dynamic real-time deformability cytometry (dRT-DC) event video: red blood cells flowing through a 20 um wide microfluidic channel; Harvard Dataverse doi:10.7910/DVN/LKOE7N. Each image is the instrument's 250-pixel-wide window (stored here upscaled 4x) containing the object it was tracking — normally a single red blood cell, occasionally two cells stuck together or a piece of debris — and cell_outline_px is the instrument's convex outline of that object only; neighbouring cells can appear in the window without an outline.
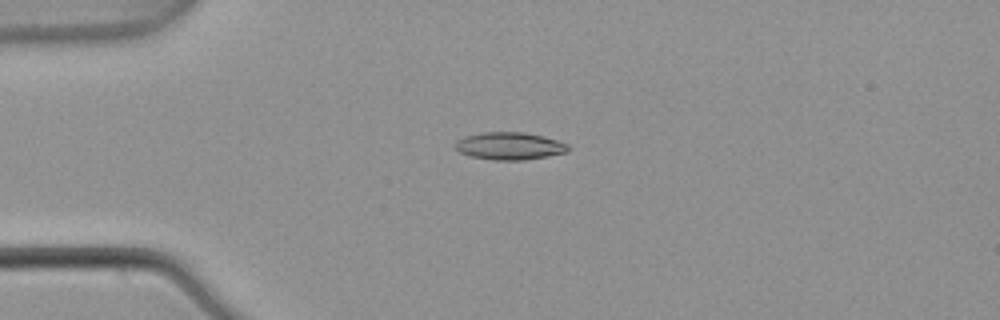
{"species": "common noctule bat (a hibernating species)", "species_latin": "Nyctalus noctula", "temperature_condition": "warm", "stored_images_in_passage": 5, "camera_frame_rate_fps": 3000, "um_per_image_px": 0.085, "animal": {"sex": "male", "body_mass_g": 21.5, "forearm_length_mm": 52.0}, "frame": {"image": 1, "passage_image": 4, "time_ms": 1.0, "image_size_px": [1000, 320], "cell_outline_px": [[568, 152], [548, 156], [524, 160], [492, 160], [472, 156], [460, 152], [456, 148], [456, 140], [464, 136], [484, 132], [524, 132], [544, 136], [568, 144]], "centroid_in_image_um": [43.32, 12.4], "position_along_channel_um": 41.7, "area_um2": 18.03}}